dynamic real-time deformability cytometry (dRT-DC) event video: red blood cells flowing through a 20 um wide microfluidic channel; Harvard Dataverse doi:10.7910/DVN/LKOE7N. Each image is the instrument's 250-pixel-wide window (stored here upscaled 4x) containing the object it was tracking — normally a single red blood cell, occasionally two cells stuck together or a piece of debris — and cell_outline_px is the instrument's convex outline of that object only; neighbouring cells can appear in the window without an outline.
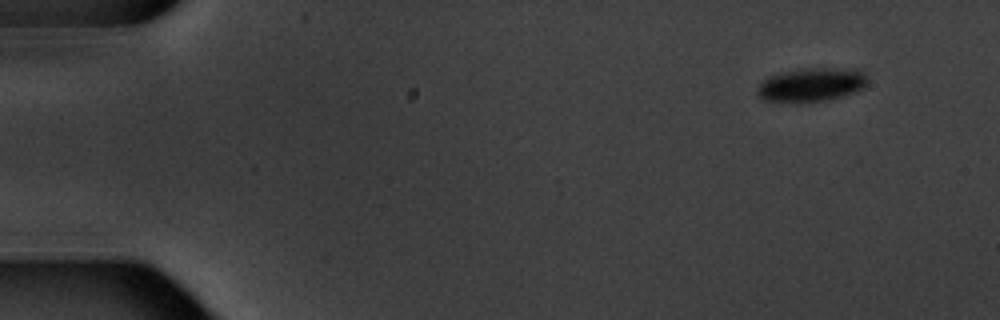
{"species": "common noctule bat (a hibernating species)", "species_latin": "Nyctalus noctula", "temperature_condition": "warm", "stored_images_in_passage": 4, "camera_frame_rate_fps": 3000, "um_per_image_px": 0.085, "animal": {"sex": "male", "body_mass_g": 20.1, "forearm_length_mm": 53.5}, "frame": {"image": 1, "passage_image": 1, "time_ms": 0.0, "image_size_px": [1000, 320], "cell_outline_px": [[868, 80], [864, 88], [844, 96], [828, 100], [764, 100], [756, 92], [756, 88], [768, 76], [800, 68], [860, 68], [864, 72]], "centroid_in_image_um": [69.05, 7.15], "position_along_channel_um": 15.9, "area_um2": 21.39}}